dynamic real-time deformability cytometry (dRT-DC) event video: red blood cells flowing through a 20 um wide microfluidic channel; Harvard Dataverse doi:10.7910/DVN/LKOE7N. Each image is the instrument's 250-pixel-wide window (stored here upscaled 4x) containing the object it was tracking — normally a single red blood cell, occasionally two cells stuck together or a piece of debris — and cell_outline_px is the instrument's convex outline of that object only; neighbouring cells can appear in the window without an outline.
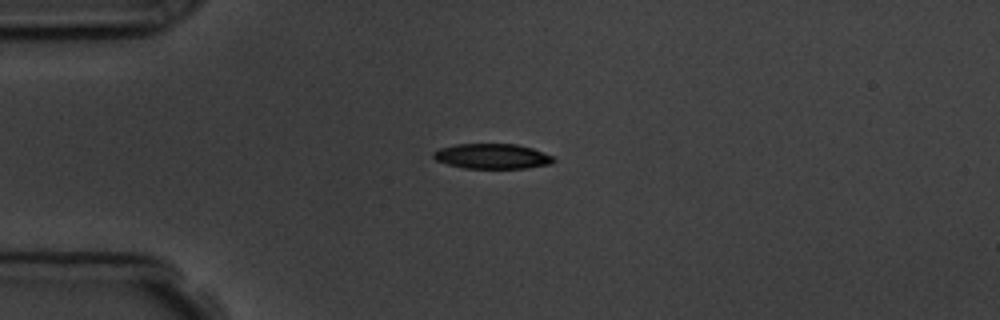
{"species": "common noctule bat (a hibernating species)", "species_latin": "Nyctalus noctula", "temperature_condition": "room temperature", "stored_images_in_passage": 1, "camera_frame_rate_fps": 3000, "um_per_image_px": 0.085, "animal": {"sex": "male", "body_mass_g": 19.5, "forearm_length_mm": 54.6}, "frame": {"image": 1, "passage_image": 1, "time_ms": 0.0, "image_size_px": [1000, 320], "cell_outline_px": [[556, 160], [552, 164], [528, 168], [464, 168], [448, 164], [436, 160], [432, 156], [432, 152], [440, 148], [456, 144], [516, 144], [532, 148], [556, 156]], "centroid_in_image_um": [41.89, 13.28], "position_along_channel_um": 43.1, "area_um2": 17.74}}